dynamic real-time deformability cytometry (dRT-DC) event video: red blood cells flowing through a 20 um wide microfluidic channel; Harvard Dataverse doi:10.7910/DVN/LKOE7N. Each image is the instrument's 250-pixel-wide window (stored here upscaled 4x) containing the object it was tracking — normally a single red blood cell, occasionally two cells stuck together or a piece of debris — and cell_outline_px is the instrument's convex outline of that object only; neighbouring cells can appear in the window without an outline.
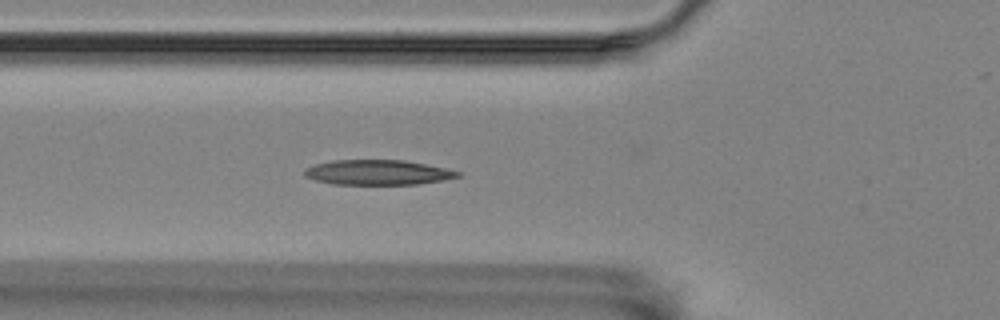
{"species": "Egyptian fruit bat (a non-hibernating species)", "species_latin": "Rousettus aegyptiacus", "temperature_condition": "room temperature", "stored_images_in_passage": 57, "camera_frame_rate_fps": 3000, "um_per_image_px": 0.085, "animal": {"sex": "female"}, "frame": {"image": 1, "passage_image": 20, "time_ms": 6.333, "image_size_px": [1000, 320], "cell_outline_px": [[460, 176], [444, 180], [416, 184], [332, 184], [316, 180], [304, 176], [304, 172], [308, 168], [316, 164], [332, 160], [404, 160], [444, 168], [460, 172]], "centroid_in_image_um": [32.1, 14.65], "position_along_channel_um": 93.7, "area_um2": 22.02}}
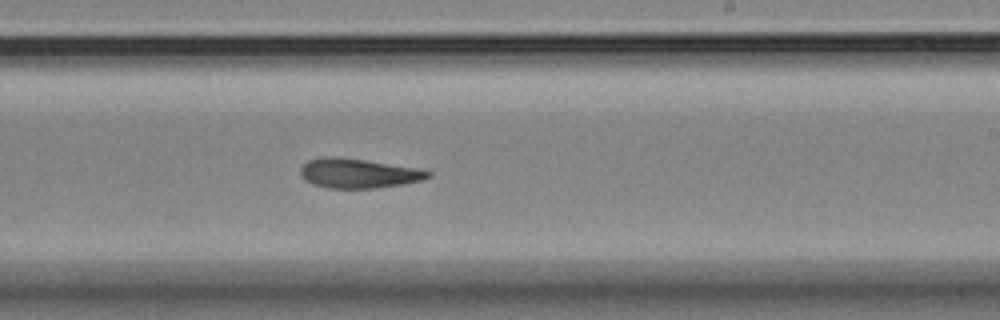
{"frame": {"image": 2, "passage_image": 34, "time_ms": 11.0, "image_size_px": [1000, 320], "cell_outline_px": [[432, 176], [424, 180], [404, 184], [376, 188], [328, 188], [312, 184], [304, 180], [300, 176], [300, 168], [308, 160], [332, 156], [364, 160], [416, 168], [432, 172]], "centroid_in_image_um": [30.46, 14.75], "position_along_channel_um": 258.5, "area_um2": 21.91}}
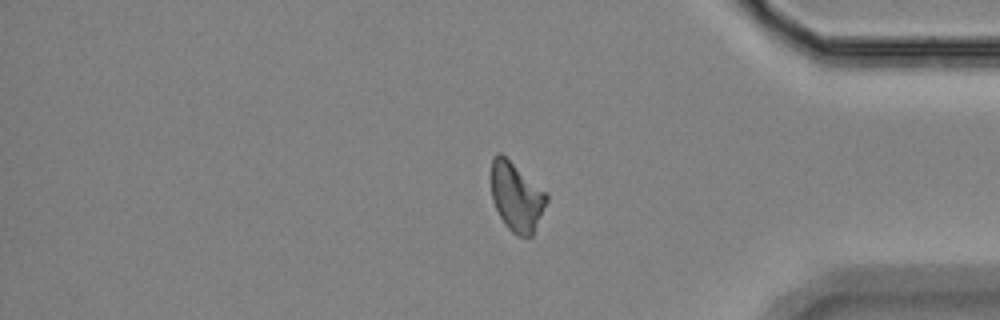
{"frame": {"image": 3, "passage_image": 47, "time_ms": 15.333, "image_size_px": [1000, 320], "cell_outline_px": [[548, 200], [532, 236], [516, 236], [504, 224], [492, 200], [492, 156], [496, 152], [500, 152], [548, 192]], "centroid_in_image_um": [43.92, 16.71], "position_along_channel_um": 391.3, "area_um2": 22.31}, "authors_computed_cell_mechanics": {"area_um2": 22.3108, "velocity_mm_per_s": 3.5247, "shape_relaxation_time_tau1_ms": 11.3735, "shape_relaxation_time_tau2_ms": 3.7466, "deformation_change_tau1": 0.2299, "deformation_change_tau2": 0.1069}}